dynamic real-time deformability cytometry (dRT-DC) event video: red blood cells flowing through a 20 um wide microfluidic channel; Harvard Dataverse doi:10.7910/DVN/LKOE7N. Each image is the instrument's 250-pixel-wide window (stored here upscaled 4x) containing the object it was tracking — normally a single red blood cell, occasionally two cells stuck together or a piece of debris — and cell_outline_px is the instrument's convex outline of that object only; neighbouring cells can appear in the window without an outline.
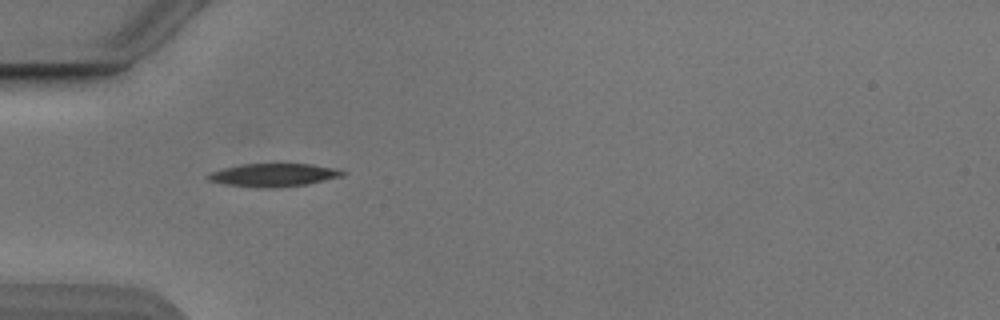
{"species": "Egyptian fruit bat (a non-hibernating species)", "species_latin": "Rousettus aegyptiacus", "temperature_condition": "cold", "stored_images_in_passage": 37, "camera_frame_rate_fps": 3000, "um_per_image_px": 0.085, "animal": {"sex": "male"}, "frame": {"image": 1, "passage_image": 1, "time_ms": 0.0, "image_size_px": [1000, 320], "cell_outline_px": [[348, 172], [344, 176], [304, 184], [228, 184], [208, 180], [204, 176], [208, 172], [240, 164], [312, 164], [336, 168]], "centroid_in_image_um": [23.29, 14.8], "position_along_channel_um": 61.7, "area_um2": 16.82}}
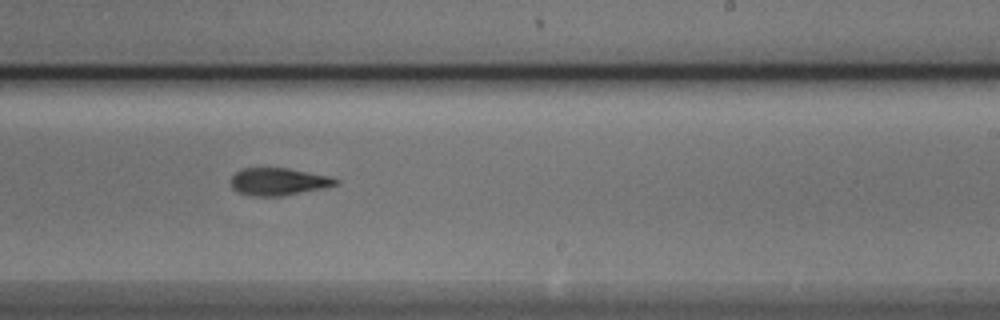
{"frame": {"image": 2, "passage_image": 17, "time_ms": 5.333, "image_size_px": [1000, 320], "cell_outline_px": [[340, 180], [336, 184], [324, 188], [280, 196], [252, 196], [236, 192], [232, 188], [232, 176], [236, 172], [244, 168], [288, 168], [328, 176]], "centroid_in_image_um": [23.64, 15.44], "position_along_channel_um": 265.4, "area_um2": 16.59}}
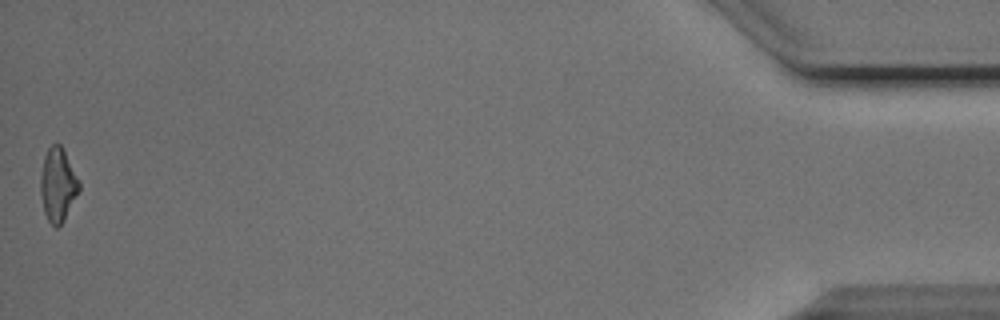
{"frame": {"image": 3, "passage_image": 37, "time_ms": 12.0, "image_size_px": [1000, 320], "cell_outline_px": [[80, 188], [64, 220], [56, 228], [48, 220], [44, 212], [40, 192], [40, 176], [44, 156], [48, 148], [52, 144], [60, 144], [80, 180]], "centroid_in_image_um": [4.91, 15.7], "position_along_channel_um": 430.3, "area_um2": 16.42}, "authors_computed_cell_mechanics": {"area_um2": 16.7042, "velocity_mm_per_s": 3.8791, "shape_relaxation_time_tau1_ms": 6.1675, "shape_relaxation_time_tau2_ms": 7.2709, "deformation_change_tau1": 0.185, "deformation_change_tau2": 0.174}}